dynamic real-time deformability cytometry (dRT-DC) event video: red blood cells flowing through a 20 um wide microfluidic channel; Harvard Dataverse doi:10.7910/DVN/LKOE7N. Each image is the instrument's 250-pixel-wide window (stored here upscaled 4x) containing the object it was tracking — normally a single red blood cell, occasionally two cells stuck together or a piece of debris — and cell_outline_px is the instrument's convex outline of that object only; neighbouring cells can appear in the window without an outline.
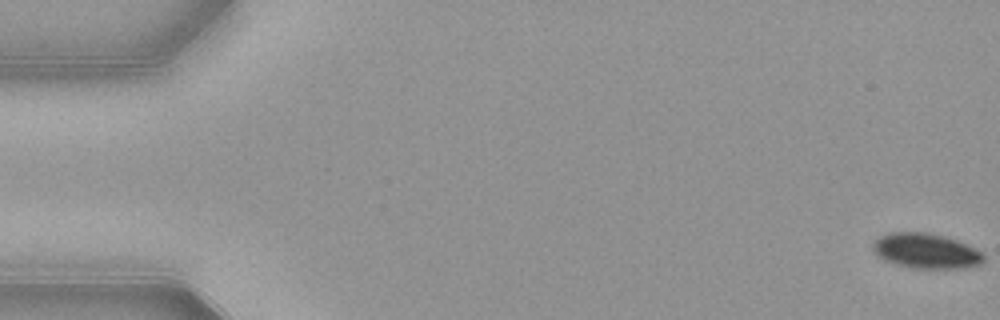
{"species": "common noctule bat (a hibernating species)", "species_latin": "Nyctalus noctula", "temperature_condition": "warm", "stored_images_in_passage": 54, "camera_frame_rate_fps": 3000, "um_per_image_px": 0.085, "animal": {"sex": "female", "body_mass_g": 21.9}, "frame": {"image": 1, "passage_image": 1, "time_ms": 0.0, "image_size_px": [1000, 320], "cell_outline_px": [[984, 260], [980, 264], [968, 268], [912, 268], [896, 264], [884, 260], [876, 256], [872, 248], [872, 244], [880, 236], [888, 232], [928, 232], [944, 236], [956, 240], [980, 252], [984, 256]], "centroid_in_image_um": [78.66, 21.33], "position_along_channel_um": 6.3, "area_um2": 22.6}}
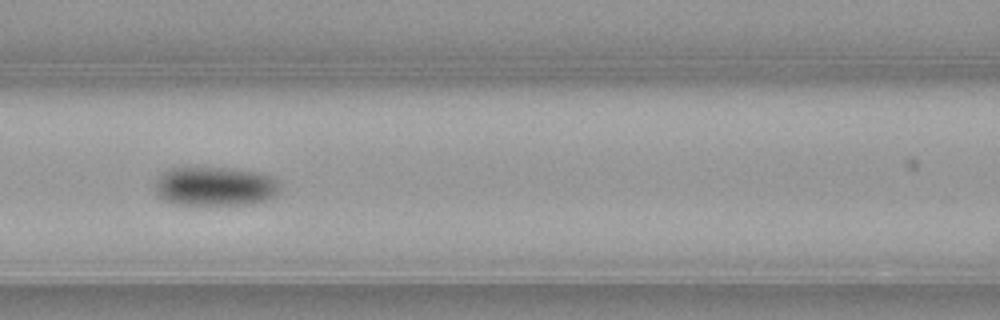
{"frame": {"image": 2, "passage_image": 24, "time_ms": 7.667, "image_size_px": [1000, 320], "cell_outline_px": [[280, 192], [276, 196], [268, 200], [252, 204], [172, 204], [160, 196], [156, 192], [156, 180], [164, 172], [172, 168], [232, 168], [260, 172], [272, 176], [280, 184]], "centroid_in_image_um": [18.36, 15.84], "position_along_channel_um": 148.2, "area_um2": 28.55}}
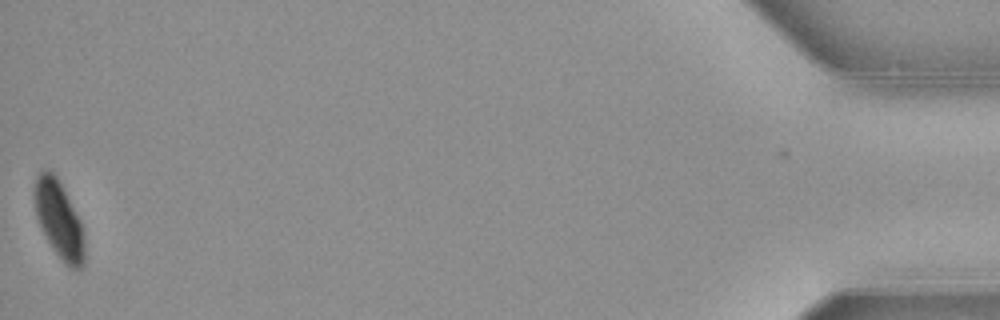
{"frame": {"image": 3, "passage_image": 54, "time_ms": 17.667, "image_size_px": [1000, 320], "cell_outline_px": [[84, 264], [80, 268], [72, 268], [52, 248], [36, 216], [32, 192], [36, 176], [44, 168], [48, 168], [56, 176], [80, 220], [84, 232]], "centroid_in_image_um": [4.99, 18.6], "position_along_channel_um": 430.2, "area_um2": 22.25}, "authors_computed_cell_mechanics": {"area_um2": 25.9522, "velocity_mm_per_s": 3.859, "shape_relaxation_time_tau1_ms": 2.5788, "shape_relaxation_time_tau2_ms": null, "deformation_change_tau1": 0.109, "deformation_change_tau2": null}}